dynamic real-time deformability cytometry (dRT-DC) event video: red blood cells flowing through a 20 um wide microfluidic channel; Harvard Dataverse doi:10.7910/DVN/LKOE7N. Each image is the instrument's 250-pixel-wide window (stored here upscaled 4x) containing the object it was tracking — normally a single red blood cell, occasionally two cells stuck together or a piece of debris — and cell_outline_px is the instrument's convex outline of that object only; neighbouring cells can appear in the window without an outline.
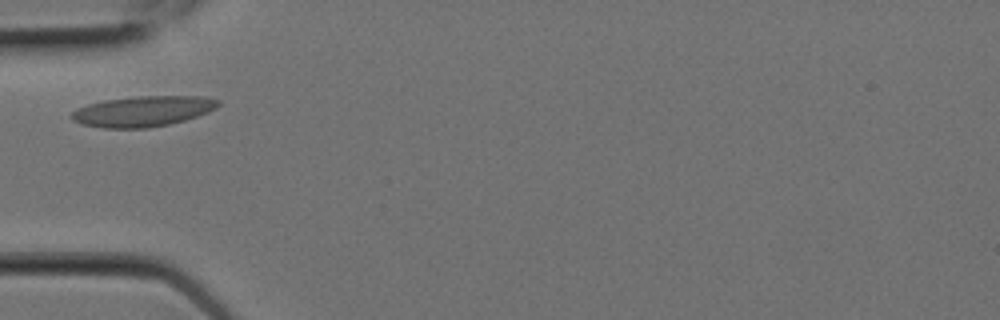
{"species": "Egyptian fruit bat (a non-hibernating species)", "species_latin": "Rousettus aegyptiacus", "temperature_condition": "room temperature", "stored_images_in_passage": 6, "camera_frame_rate_fps": 3000, "um_per_image_px": 0.085, "animal": {"sex": "female"}, "frame": {"image": 1, "passage_image": 3, "time_ms": 0.667, "image_size_px": [1000, 320], "cell_outline_px": [[220, 104], [216, 108], [208, 112], [184, 120], [168, 124], [148, 128], [104, 128], [80, 124], [72, 120], [68, 116], [76, 108], [88, 104], [104, 100], [136, 96], [204, 96], [220, 100]], "centroid_in_image_um": [12.11, 9.45], "position_along_channel_um": 72.9, "area_um2": 26.24}}
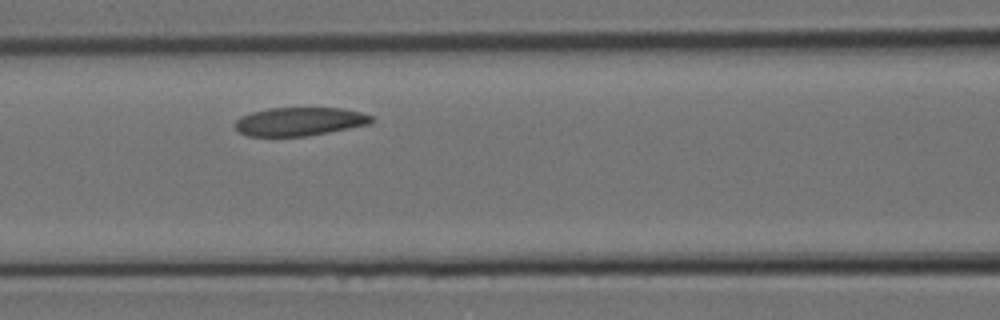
{"frame": {"image": 2, "passage_image": 5, "time_ms": 1.333, "image_size_px": [1000, 320], "cell_outline_px": [[376, 120], [372, 124], [308, 136], [248, 136], [240, 132], [232, 124], [240, 116], [252, 112], [268, 108], [344, 108], [360, 112], [372, 116]], "centroid_in_image_um": [25.49, 10.33], "position_along_channel_um": 141.1, "area_um2": 22.89}}
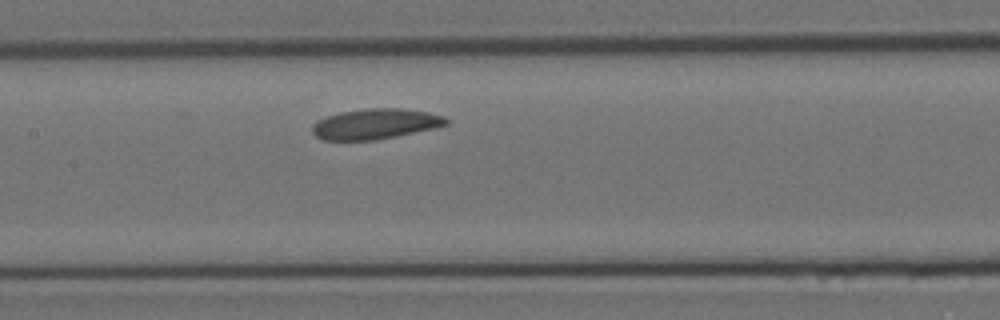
{"frame": {"image": 3, "passage_image": 6, "time_ms": 1.667, "image_size_px": [1000, 320], "cell_outline_px": [[448, 124], [436, 128], [376, 140], [324, 140], [316, 136], [312, 132], [312, 124], [316, 120], [340, 112], [368, 108], [400, 108], [428, 112], [444, 116], [448, 120]], "centroid_in_image_um": [31.9, 10.53], "position_along_channel_um": 175.5, "area_um2": 23.76}}